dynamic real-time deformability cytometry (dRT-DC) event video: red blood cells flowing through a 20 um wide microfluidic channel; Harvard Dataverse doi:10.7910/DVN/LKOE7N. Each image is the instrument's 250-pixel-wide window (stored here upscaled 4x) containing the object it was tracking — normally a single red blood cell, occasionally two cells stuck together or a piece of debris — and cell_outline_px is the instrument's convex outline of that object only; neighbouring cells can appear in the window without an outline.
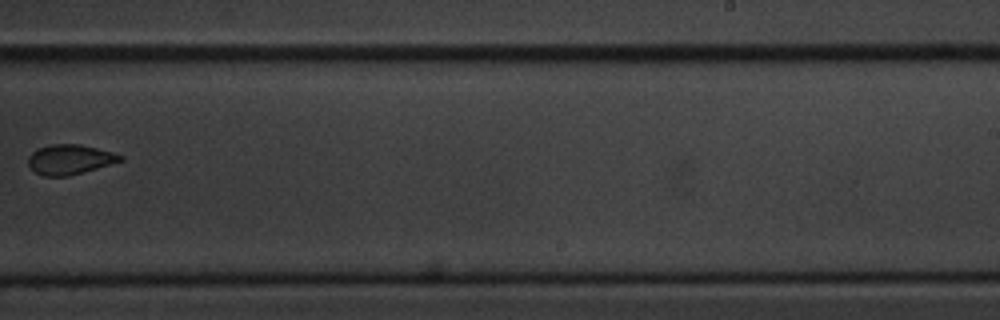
{"species": "common noctule bat (a hibernating species)", "species_latin": "Nyctalus noctula", "temperature_condition": "cold", "stored_images_in_passage": 11, "camera_frame_rate_fps": 3000, "um_per_image_px": 0.085, "animal": {"sex": "male", "body_mass_g": 20.1, "forearm_length_mm": 53.5}, "frame": {"image": 1, "passage_image": 10, "time_ms": 11.667, "image_size_px": [1000, 320], "cell_outline_px": [[124, 160], [68, 176], [44, 176], [36, 172], [28, 164], [28, 156], [36, 148], [52, 144], [80, 144], [112, 152], [124, 156]], "centroid_in_image_um": [5.92, 13.54], "position_along_channel_um": 283.1, "area_um2": 15.9}}
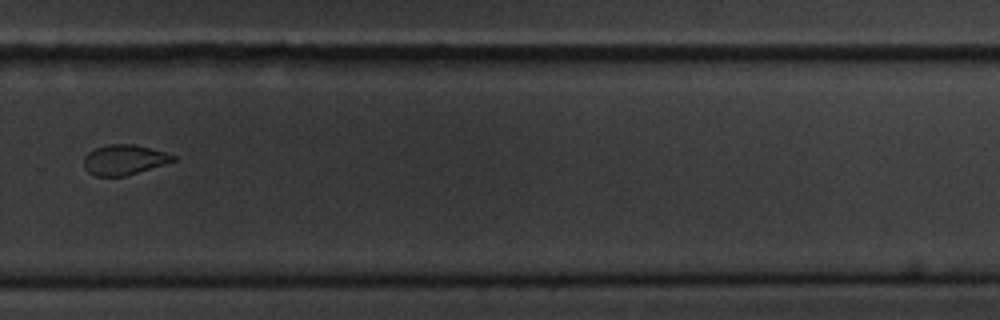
{"frame": {"image": 2, "passage_image": 11, "time_ms": 12.667, "image_size_px": [1000, 320], "cell_outline_px": [[176, 160], [124, 176], [96, 176], [88, 172], [84, 168], [84, 156], [88, 152], [96, 148], [108, 144], [132, 144], [164, 152], [176, 156]], "centroid_in_image_um": [10.5, 13.58], "position_along_channel_um": 319.3, "area_um2": 15.37}}